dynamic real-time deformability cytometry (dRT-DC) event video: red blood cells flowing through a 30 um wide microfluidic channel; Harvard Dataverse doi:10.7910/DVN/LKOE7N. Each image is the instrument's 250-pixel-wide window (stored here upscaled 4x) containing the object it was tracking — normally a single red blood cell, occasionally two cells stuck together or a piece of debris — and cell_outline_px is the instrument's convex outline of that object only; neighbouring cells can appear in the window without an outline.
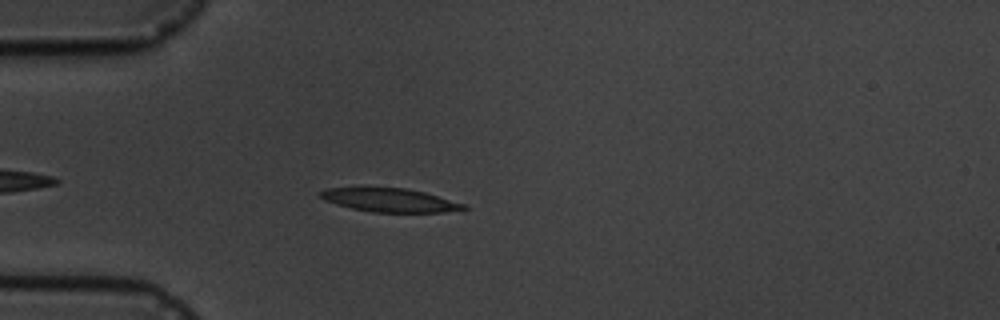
{"species": "common noctule bat (a hibernating species)", "species_latin": "Nyctalus noctula", "temperature_condition": "cold", "stored_images_in_passage": 6, "camera_frame_rate_fps": 3000, "um_per_image_px": 0.085, "animal": {"sex": "male", "body_mass_g": 19.5, "forearm_length_mm": 54.6}, "frame": {"image": 1, "passage_image": 5, "time_ms": 4.667, "image_size_px": [1000, 320], "cell_outline_px": [[468, 208], [444, 212], [372, 212], [352, 208], [324, 200], [320, 196], [320, 192], [328, 188], [404, 188], [424, 192], [464, 204]], "centroid_in_image_um": [33.13, 17.01], "position_along_channel_um": 51.9, "area_um2": 19.19}}